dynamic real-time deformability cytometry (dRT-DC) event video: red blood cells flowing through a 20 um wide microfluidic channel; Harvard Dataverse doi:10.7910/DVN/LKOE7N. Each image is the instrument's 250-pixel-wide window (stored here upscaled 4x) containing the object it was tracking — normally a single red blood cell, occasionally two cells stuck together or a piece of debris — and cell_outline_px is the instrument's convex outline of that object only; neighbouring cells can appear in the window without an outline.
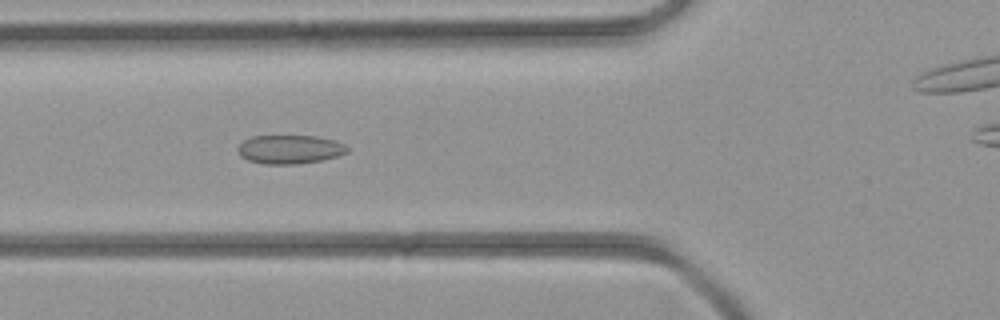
{"species": "common noctule bat (a hibernating species)", "species_latin": "Nyctalus noctula", "temperature_condition": "room temperature", "stored_images_in_passage": 44, "camera_frame_rate_fps": 3000, "um_per_image_px": 0.085, "animal": {"sex": "female", "body_mass_g": 21.9}, "frame": {"image": 1, "passage_image": 16, "time_ms": 5.0, "image_size_px": [1000, 320], "cell_outline_px": [[348, 152], [324, 160], [296, 164], [264, 164], [248, 160], [240, 156], [236, 148], [244, 140], [252, 136], [316, 136], [336, 140], [344, 144], [348, 148]], "centroid_in_image_um": [24.63, 12.69], "position_along_channel_um": 101.2, "area_um2": 18.44}}
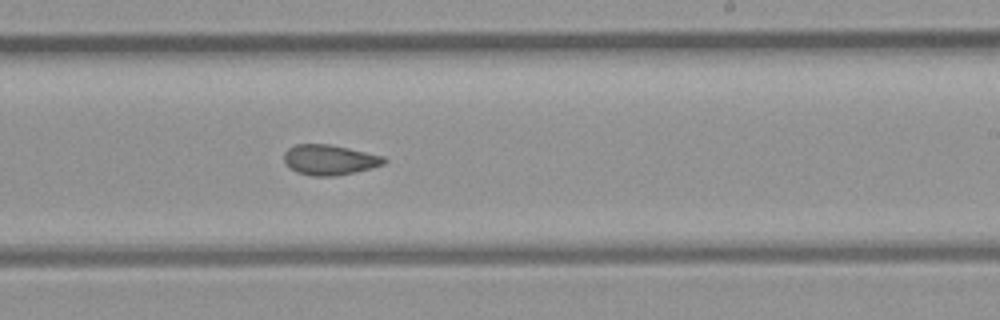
{"frame": {"image": 2, "passage_image": 26, "time_ms": 8.333, "image_size_px": [1000, 320], "cell_outline_px": [[388, 160], [384, 164], [372, 168], [356, 172], [336, 176], [312, 176], [296, 172], [284, 160], [284, 152], [288, 148], [296, 144], [328, 144], [348, 148], [384, 156]], "centroid_in_image_um": [28.04, 13.59], "position_along_channel_um": 261.0, "area_um2": 17.63}}
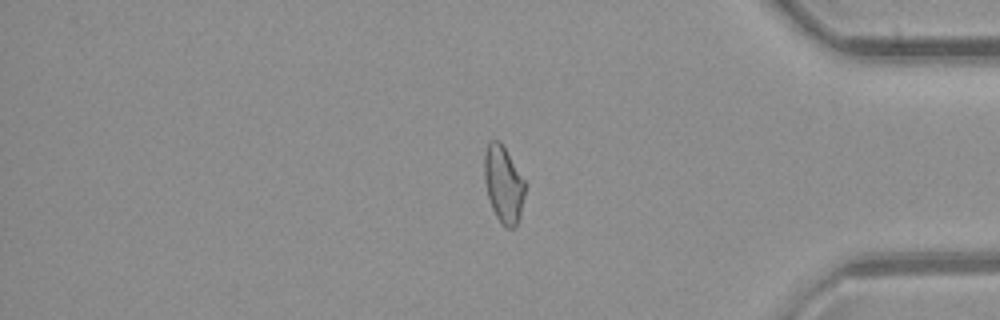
{"frame": {"image": 3, "passage_image": 36, "time_ms": 11.667, "image_size_px": [1000, 320], "cell_outline_px": [[524, 196], [520, 216], [516, 228], [508, 228], [496, 216], [492, 208], [488, 196], [484, 180], [484, 152], [488, 144], [492, 140], [500, 140], [524, 180]], "centroid_in_image_um": [42.78, 15.65], "position_along_channel_um": 392.4, "area_um2": 17.98}}